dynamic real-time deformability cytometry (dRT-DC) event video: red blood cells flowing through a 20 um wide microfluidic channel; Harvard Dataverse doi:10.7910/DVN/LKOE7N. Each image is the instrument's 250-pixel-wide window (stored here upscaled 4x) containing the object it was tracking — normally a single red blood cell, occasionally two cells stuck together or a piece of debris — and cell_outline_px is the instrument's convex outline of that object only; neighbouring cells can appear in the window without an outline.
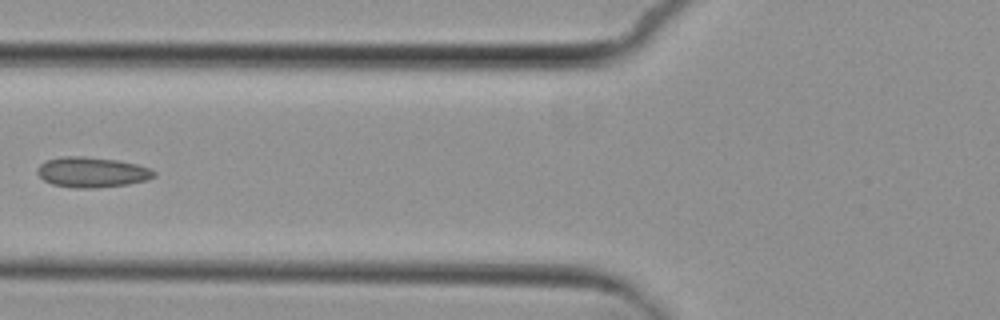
{"species": "common noctule bat (a hibernating species)", "species_latin": "Nyctalus noctula", "temperature_condition": "cold", "stored_images_in_passage": 5, "camera_frame_rate_fps": 3000, "um_per_image_px": 0.085, "animal": {"sex": "female", "body_mass_g": 29.2, "forearm_length_mm": 56.3}, "frame": {"image": 1, "passage_image": 5, "time_ms": 5.667, "image_size_px": [1000, 320], "cell_outline_px": [[156, 176], [148, 180], [128, 184], [96, 188], [76, 188], [52, 184], [44, 180], [36, 172], [36, 168], [40, 164], [48, 160], [64, 156], [84, 156], [116, 160], [136, 164], [148, 168], [156, 172]], "centroid_in_image_um": [7.82, 14.64], "position_along_channel_um": 118.0, "area_um2": 20.58}}